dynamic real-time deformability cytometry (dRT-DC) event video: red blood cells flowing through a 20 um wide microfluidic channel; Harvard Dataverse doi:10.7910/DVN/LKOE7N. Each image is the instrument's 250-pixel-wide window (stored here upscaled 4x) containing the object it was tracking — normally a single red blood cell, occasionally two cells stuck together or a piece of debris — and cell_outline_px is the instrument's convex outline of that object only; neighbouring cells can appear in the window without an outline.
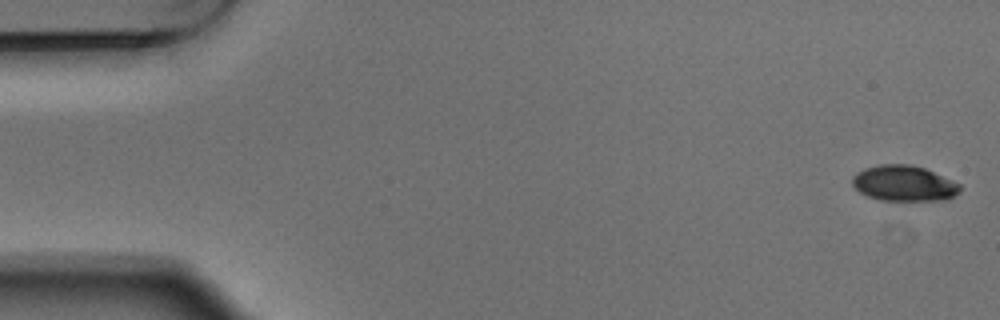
{"species": "Egyptian fruit bat (a non-hibernating species)", "species_latin": "Rousettus aegyptiacus", "temperature_condition": "warm", "stored_images_in_passage": 6, "camera_frame_rate_fps": 3000, "um_per_image_px": 0.085, "animal": {"sex": "male"}, "frame": {"image": 1, "passage_image": 1, "time_ms": 0.0, "image_size_px": [1000, 320], "cell_outline_px": [[960, 192], [956, 196], [948, 200], [880, 200], [868, 196], [860, 192], [852, 184], [852, 176], [856, 172], [864, 168], [880, 164], [912, 164], [924, 168], [960, 184]], "centroid_in_image_um": [76.83, 15.58], "position_along_channel_um": 8.2, "area_um2": 22.43}}
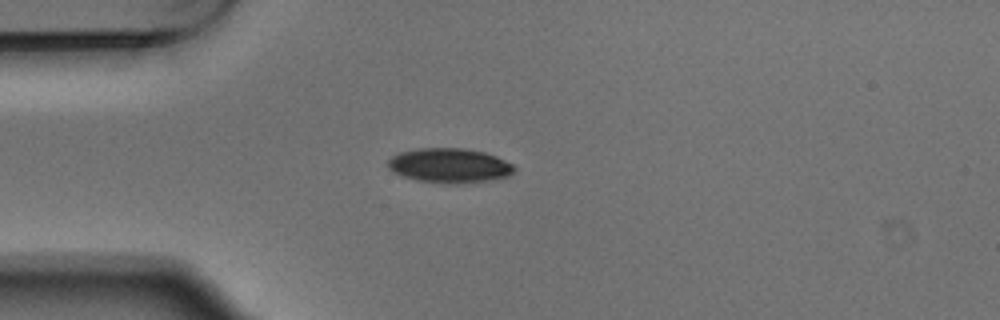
{"frame": {"image": 2, "passage_image": 4, "time_ms": 1.0, "image_size_px": [1000, 320], "cell_outline_px": [[516, 168], [508, 176], [488, 180], [456, 184], [448, 184], [416, 180], [404, 176], [388, 168], [388, 160], [392, 156], [400, 152], [420, 148], [464, 148], [484, 152], [496, 156], [512, 164]], "centroid_in_image_um": [38.2, 14.07], "position_along_channel_um": 46.8, "area_um2": 25.26}}
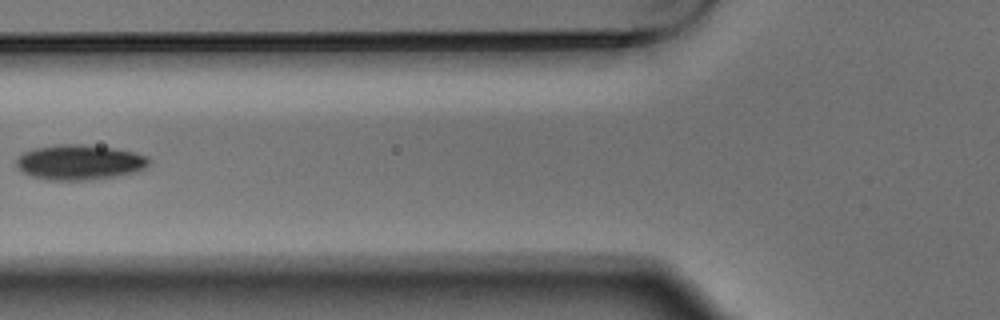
{"frame": {"image": 3, "passage_image": 6, "time_ms": 1.667, "image_size_px": [1000, 320], "cell_outline_px": [[148, 164], [144, 168], [136, 172], [120, 176], [92, 180], [48, 180], [32, 176], [16, 168], [16, 160], [24, 152], [32, 148], [56, 144], [84, 144], [112, 148], [132, 152], [148, 156]], "centroid_in_image_um": [6.74, 13.8], "position_along_channel_um": 119.1, "area_um2": 27.28}}